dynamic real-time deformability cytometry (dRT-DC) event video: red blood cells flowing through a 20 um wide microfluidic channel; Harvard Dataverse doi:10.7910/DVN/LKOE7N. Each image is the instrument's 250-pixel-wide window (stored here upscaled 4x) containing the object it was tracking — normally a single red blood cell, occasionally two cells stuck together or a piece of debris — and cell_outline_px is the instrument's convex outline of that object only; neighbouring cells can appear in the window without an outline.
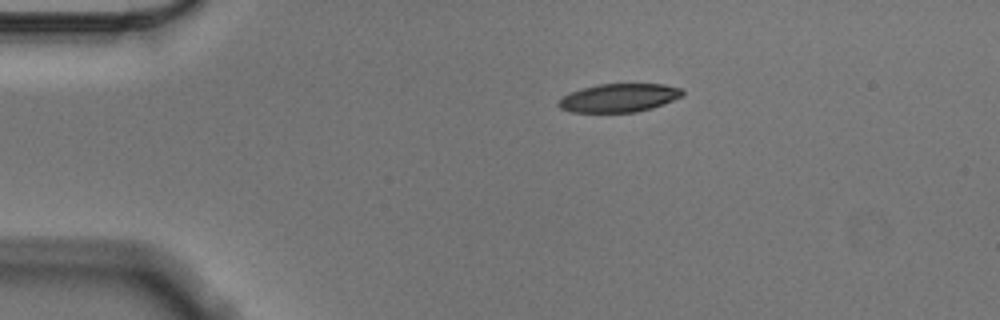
{"species": "Egyptian fruit bat (a non-hibernating species)", "species_latin": "Rousettus aegyptiacus", "temperature_condition": "cold", "stored_images_in_passage": 47, "camera_frame_rate_fps": 3000, "um_per_image_px": 0.085, "animal": {"sex": "male"}, "frame": {"image": 1, "passage_image": 1, "time_ms": 0.0, "image_size_px": [1000, 320], "cell_outline_px": [[684, 96], [664, 104], [652, 108], [636, 112], [572, 112], [560, 108], [556, 104], [564, 96], [572, 92], [584, 88], [600, 84], [664, 84], [684, 88]], "centroid_in_image_um": [52.69, 8.32], "position_along_channel_um": 32.3, "area_um2": 20.52}}
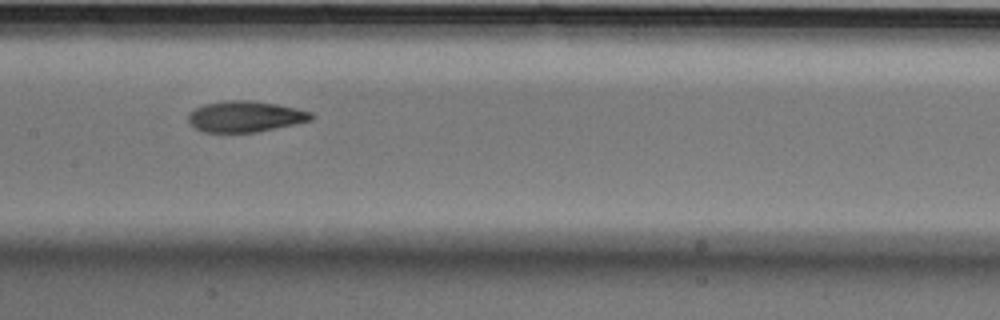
{"frame": {"image": 2, "passage_image": 18, "time_ms": 5.667, "image_size_px": [1000, 320], "cell_outline_px": [[312, 120], [296, 124], [256, 132], [204, 132], [196, 128], [188, 120], [188, 116], [196, 108], [204, 104], [224, 100], [252, 100], [276, 104], [296, 108], [312, 112]], "centroid_in_image_um": [20.87, 9.9], "position_along_channel_um": 186.5, "area_um2": 22.08}}
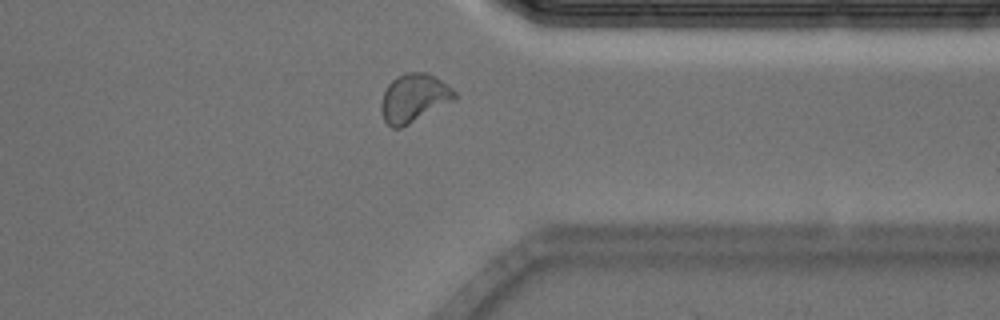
{"frame": {"image": 3, "passage_image": 35, "time_ms": 11.333, "image_size_px": [1000, 320], "cell_outline_px": [[456, 100], [400, 128], [392, 128], [384, 120], [380, 108], [380, 104], [384, 92], [388, 84], [396, 76], [404, 72], [424, 72], [436, 76], [448, 84], [456, 92]], "centroid_in_image_um": [35.19, 8.31], "position_along_channel_um": 376.2, "area_um2": 20.87}, "authors_computed_cell_mechanics": {"area_um2": 22.0796, "velocity_mm_per_s": 3.5348, "shape_relaxation_time_tau1_ms": 3.4027, "shape_relaxation_time_tau2_ms": 2.0243, "deformation_change_tau1": 0.1299, "deformation_change_tau2": 0.077}}